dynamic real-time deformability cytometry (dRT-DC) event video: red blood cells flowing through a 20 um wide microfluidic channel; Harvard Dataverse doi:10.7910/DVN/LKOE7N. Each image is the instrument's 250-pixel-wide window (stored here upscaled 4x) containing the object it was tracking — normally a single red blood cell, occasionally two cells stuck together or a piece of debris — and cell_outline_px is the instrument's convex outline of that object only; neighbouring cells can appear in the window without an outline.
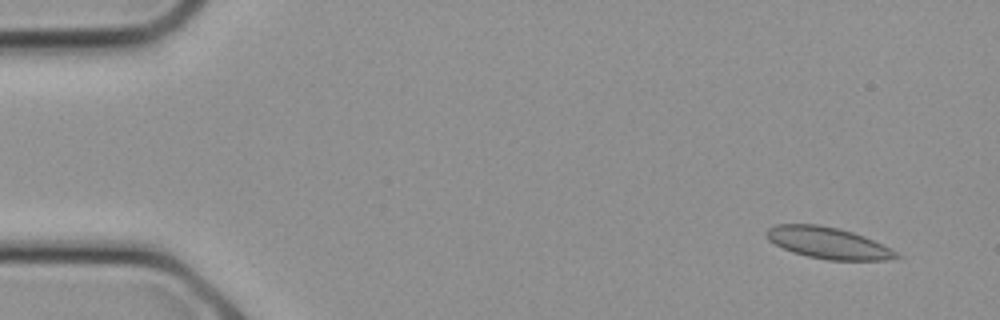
{"species": "common noctule bat (a hibernating species)", "species_latin": "Nyctalus noctula", "temperature_condition": "cold", "stored_images_in_passage": 16, "camera_frame_rate_fps": 3000, "um_per_image_px": 0.085, "animal": {"sex": "female", "body_mass_g": 21.9}, "frame": {"image": 1, "passage_image": 2, "time_ms": 0.333, "image_size_px": [1000, 320], "cell_outline_px": [[904, 256], [884, 260], [828, 260], [808, 256], [792, 252], [768, 240], [764, 232], [768, 228], [776, 224], [816, 224], [836, 228], [852, 232], [864, 236]], "centroid_in_image_um": [70.34, 20.65], "position_along_channel_um": 14.7, "area_um2": 23.52}}
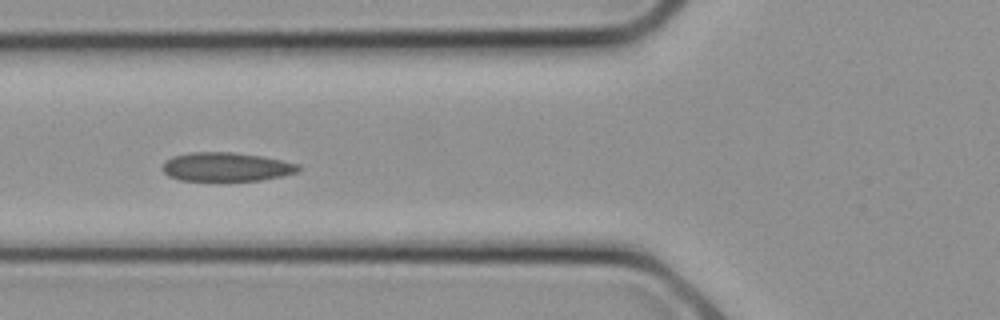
{"frame": {"image": 2, "passage_image": 10, "time_ms": 3.0, "image_size_px": [1000, 320], "cell_outline_px": [[300, 168], [296, 172], [280, 176], [260, 180], [180, 180], [168, 176], [160, 168], [164, 160], [172, 156], [188, 152], [236, 152], [264, 156], [300, 164]], "centroid_in_image_um": [19.18, 14.16], "position_along_channel_um": 106.6, "area_um2": 23.0}}
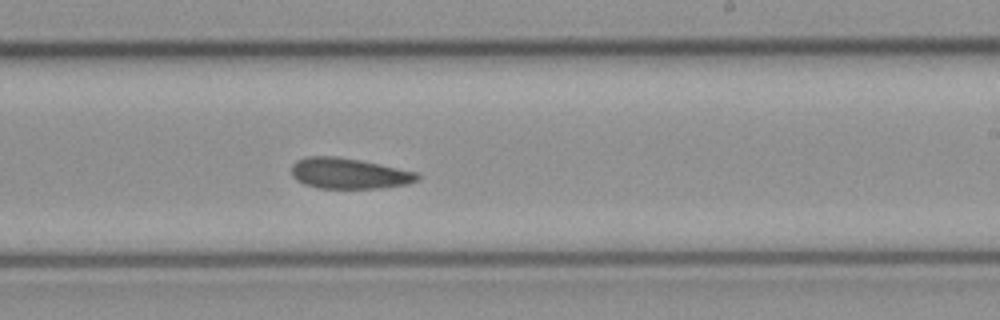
{"frame": {"image": 3, "passage_image": 16, "time_ms": 5.0, "image_size_px": [1000, 320], "cell_outline_px": [[420, 176], [416, 180], [408, 184], [380, 188], [316, 188], [304, 184], [296, 180], [292, 176], [292, 164], [296, 160], [308, 156], [336, 156], [360, 160], [380, 164], [416, 172]], "centroid_in_image_um": [29.62, 14.74], "position_along_channel_um": 259.4, "area_um2": 22.54}}